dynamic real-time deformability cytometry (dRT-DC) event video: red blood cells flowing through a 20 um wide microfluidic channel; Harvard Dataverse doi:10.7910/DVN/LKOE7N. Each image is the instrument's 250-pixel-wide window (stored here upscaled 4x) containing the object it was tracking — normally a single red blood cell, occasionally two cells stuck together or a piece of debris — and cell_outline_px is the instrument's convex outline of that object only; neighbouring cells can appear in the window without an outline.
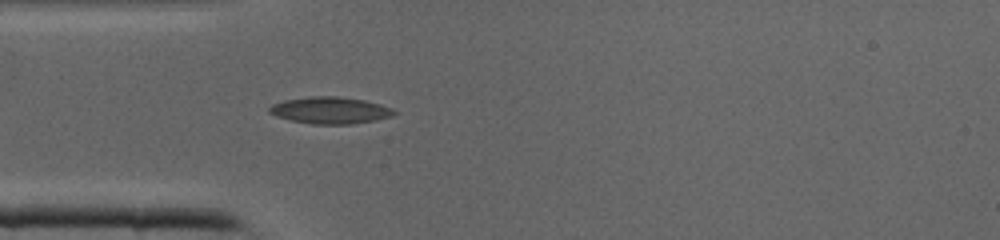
{"species": "common noctule bat (a hibernating species)", "species_latin": "Nyctalus noctula", "temperature_condition": "cold", "stored_images_in_passage": 30, "camera_frame_rate_fps": 3000, "um_per_image_px": 0.085, "animal": {"sex": "male", "body_mass_g": 19.0, "forearm_length_mm": 50.8}, "frame": {"image": 1, "passage_image": 1, "time_ms": 0.0, "image_size_px": [1000, 240], "cell_outline_px": [[396, 112], [392, 116], [376, 120], [352, 124], [312, 124], [292, 120], [276, 116], [268, 112], [268, 108], [272, 104], [284, 100], [312, 96], [336, 96], [364, 100], [380, 104], [392, 108]], "centroid_in_image_um": [28.06, 9.37], "position_along_channel_um": 56.9, "area_um2": 19.42}}
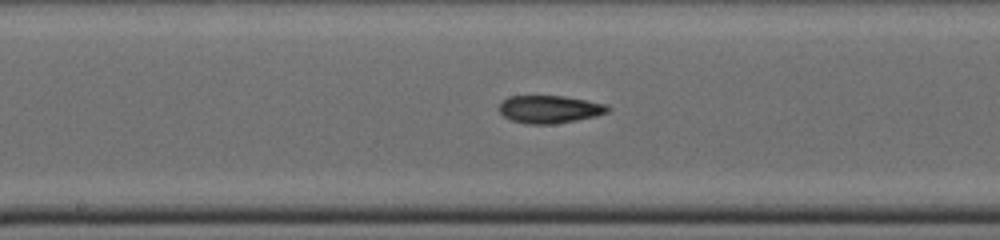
{"frame": {"image": 2, "passage_image": 10, "time_ms": 3.0, "image_size_px": [1000, 240], "cell_outline_px": [[612, 108], [608, 112], [596, 116], [576, 120], [552, 124], [524, 124], [512, 120], [504, 116], [500, 112], [500, 104], [508, 96], [564, 96], [608, 104]], "centroid_in_image_um": [46.75, 9.29], "position_along_channel_um": 201.4, "area_um2": 17.57}}
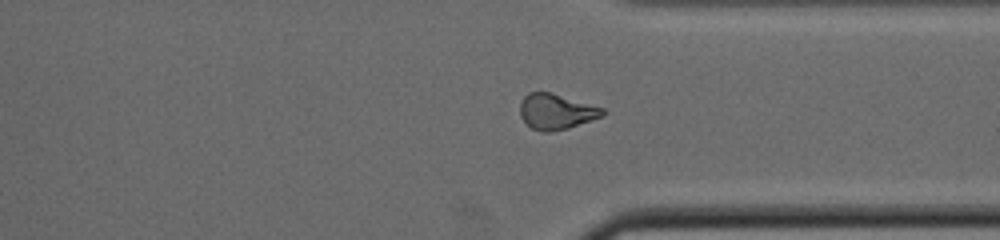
{"frame": {"image": 3, "passage_image": 20, "time_ms": 6.333, "image_size_px": [1000, 240], "cell_outline_px": [[608, 112], [592, 120], [568, 128], [552, 132], [544, 132], [532, 128], [520, 116], [520, 104], [524, 96], [528, 92], [552, 92], [604, 108]], "centroid_in_image_um": [47.29, 9.47], "position_along_channel_um": 364.1, "area_um2": 17.11}}